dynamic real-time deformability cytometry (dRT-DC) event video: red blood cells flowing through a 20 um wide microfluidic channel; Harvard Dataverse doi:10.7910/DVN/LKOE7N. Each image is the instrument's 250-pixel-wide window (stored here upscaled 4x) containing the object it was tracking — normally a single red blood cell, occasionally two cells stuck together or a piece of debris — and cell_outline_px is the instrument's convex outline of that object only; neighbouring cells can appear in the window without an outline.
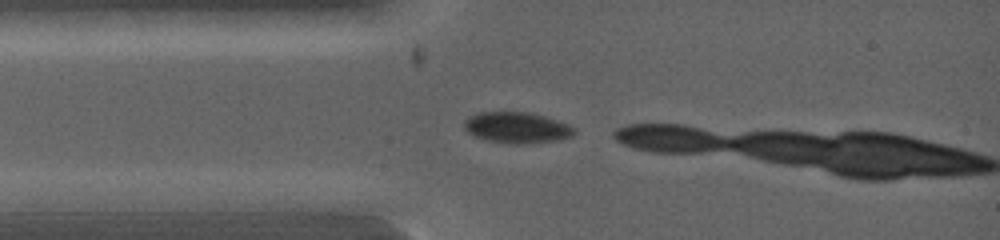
{"species": "common noctule bat (a hibernating species)", "species_latin": "Nyctalus noctula", "temperature_condition": "warm", "stored_images_in_passage": 3, "camera_frame_rate_fps": 5000, "um_per_image_px": 0.085, "animal": {"sex": "female", "body_mass_g": 19.0, "forearm_length_mm": 53.3}, "frame": {"image": 1, "passage_image": 1, "time_ms": 0.0, "image_size_px": [1000, 240], "cell_outline_px": [[576, 132], [572, 136], [556, 140], [516, 144], [488, 140], [476, 136], [468, 132], [464, 128], [464, 120], [468, 116], [476, 112], [528, 112], [544, 116], [568, 124], [576, 128]], "centroid_in_image_um": [43.92, 10.83], "position_along_channel_um": 41.1, "area_um2": 19.71}}